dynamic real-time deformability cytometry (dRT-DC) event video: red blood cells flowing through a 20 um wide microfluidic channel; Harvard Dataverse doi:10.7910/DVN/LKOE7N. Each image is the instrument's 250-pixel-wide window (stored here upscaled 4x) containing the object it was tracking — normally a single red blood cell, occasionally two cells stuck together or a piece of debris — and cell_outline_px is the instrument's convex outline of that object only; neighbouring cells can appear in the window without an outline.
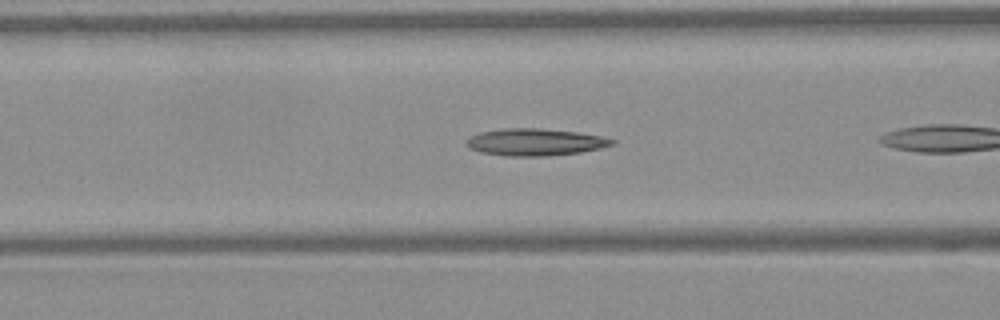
{"species": "Egyptian fruit bat (a non-hibernating species)", "species_latin": "Rousettus aegyptiacus", "temperature_condition": "warm", "stored_images_in_passage": 6, "camera_frame_rate_fps": 3000, "um_per_image_px": 0.085, "frame": {"image": 1, "passage_image": 5, "time_ms": 1.333, "image_size_px": [1000, 320], "cell_outline_px": [[616, 144], [600, 148], [580, 152], [548, 156], [504, 156], [480, 152], [468, 148], [468, 136], [480, 132], [500, 128], [540, 128], [576, 132], [600, 136], [616, 140]], "centroid_in_image_um": [45.47, 12.08], "position_along_channel_um": 121.1, "area_um2": 23.06}}